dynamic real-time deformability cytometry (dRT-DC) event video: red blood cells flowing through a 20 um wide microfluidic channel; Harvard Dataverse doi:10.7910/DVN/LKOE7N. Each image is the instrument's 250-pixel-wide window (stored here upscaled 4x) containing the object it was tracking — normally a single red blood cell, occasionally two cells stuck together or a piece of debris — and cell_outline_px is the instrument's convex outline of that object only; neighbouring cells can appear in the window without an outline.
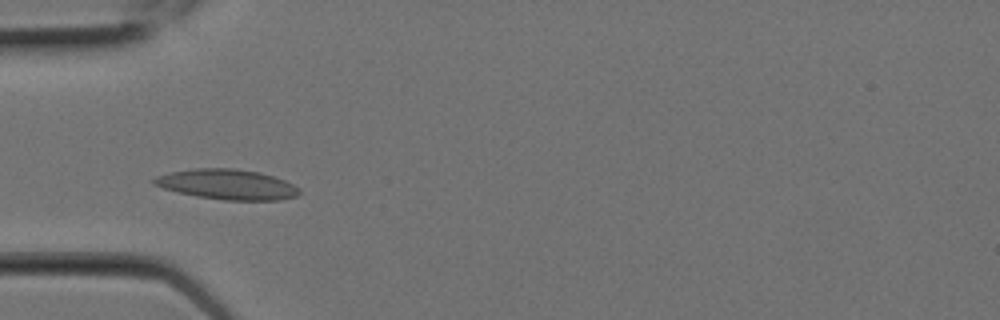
{"species": "Egyptian fruit bat (a non-hibernating species)", "species_latin": "Rousettus aegyptiacus", "temperature_condition": "room temperature", "stored_images_in_passage": 6, "camera_frame_rate_fps": 3000, "um_per_image_px": 0.085, "animal": {"sex": "female"}, "frame": {"image": 1, "passage_image": 5, "time_ms": 1.333, "image_size_px": [1000, 320], "cell_outline_px": [[300, 192], [296, 196], [280, 200], [224, 200], [196, 196], [164, 188], [152, 184], [148, 180], [156, 176], [172, 172], [196, 168], [232, 168], [260, 172], [284, 180], [300, 188]], "centroid_in_image_um": [19.3, 15.67], "position_along_channel_um": 65.7, "area_um2": 25.49}}
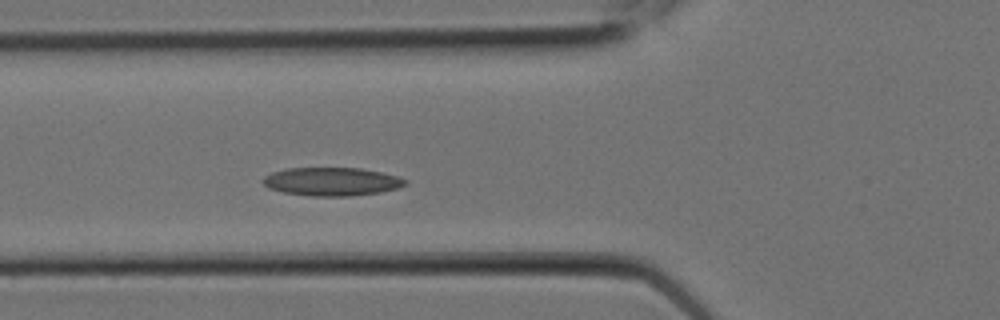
{"frame": {"image": 2, "passage_image": 6, "time_ms": 1.667, "image_size_px": [1000, 320], "cell_outline_px": [[408, 184], [400, 188], [380, 192], [348, 196], [308, 196], [284, 192], [268, 188], [260, 180], [264, 176], [272, 172], [288, 168], [360, 168], [380, 172], [396, 176], [408, 180]], "centroid_in_image_um": [28.2, 15.44], "position_along_channel_um": 97.6, "area_um2": 23.58}}